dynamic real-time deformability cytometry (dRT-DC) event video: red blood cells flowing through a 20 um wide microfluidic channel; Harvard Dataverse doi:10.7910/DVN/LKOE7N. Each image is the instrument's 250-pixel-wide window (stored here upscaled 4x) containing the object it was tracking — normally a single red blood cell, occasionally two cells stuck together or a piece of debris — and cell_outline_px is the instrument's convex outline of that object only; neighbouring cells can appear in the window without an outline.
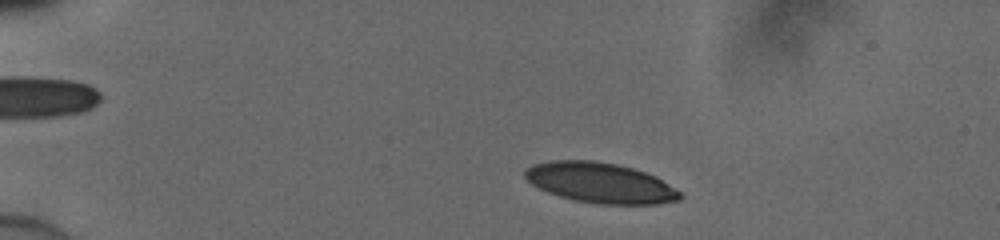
{"species": "human", "species_latin": "Homo sapiens", "temperature_condition": "cold", "stored_images_in_passage": 44, "camera_frame_rate_fps": 3000, "um_per_image_px": 0.085, "donor": {"sex": "male"}, "frame": {"image": 1, "passage_image": 5, "time_ms": 1.333, "image_size_px": [1000, 240], "cell_outline_px": [[684, 196], [680, 200], [656, 204], [596, 204], [572, 200], [548, 192], [532, 184], [524, 176], [524, 172], [532, 164], [552, 160], [592, 160], [616, 164], [632, 168], [656, 176], [680, 192]], "centroid_in_image_um": [51.02, 15.54], "position_along_channel_um": 34.0, "area_um2": 36.36}}
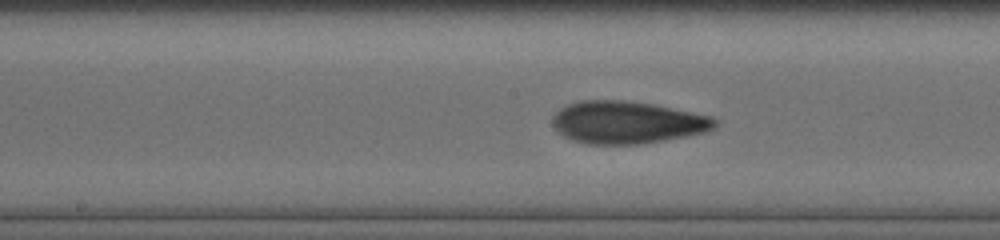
{"frame": {"image": 2, "passage_image": 22, "time_ms": 7.0, "image_size_px": [1000, 240], "cell_outline_px": [[720, 120], [716, 128], [704, 132], [688, 136], [640, 144], [588, 144], [572, 140], [556, 132], [552, 124], [552, 116], [560, 108], [568, 104], [580, 100], [624, 100], [652, 104], [712, 116]], "centroid_in_image_um": [53.31, 10.4], "position_along_channel_um": 194.9, "area_um2": 40.46}}
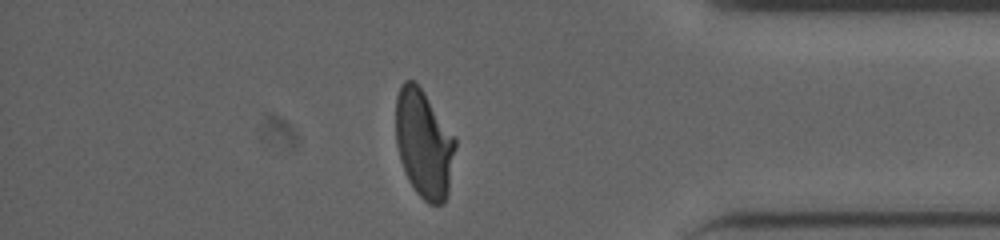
{"frame": {"image": 3, "passage_image": 38, "time_ms": 12.333, "image_size_px": [1000, 240], "cell_outline_px": [[456, 148], [448, 192], [444, 204], [428, 204], [416, 192], [408, 180], [404, 172], [400, 160], [396, 144], [396, 96], [400, 84], [404, 80], [412, 80], [424, 92], [456, 140]], "centroid_in_image_um": [36.01, 12.24], "position_along_channel_um": 399.2, "area_um2": 37.45}}